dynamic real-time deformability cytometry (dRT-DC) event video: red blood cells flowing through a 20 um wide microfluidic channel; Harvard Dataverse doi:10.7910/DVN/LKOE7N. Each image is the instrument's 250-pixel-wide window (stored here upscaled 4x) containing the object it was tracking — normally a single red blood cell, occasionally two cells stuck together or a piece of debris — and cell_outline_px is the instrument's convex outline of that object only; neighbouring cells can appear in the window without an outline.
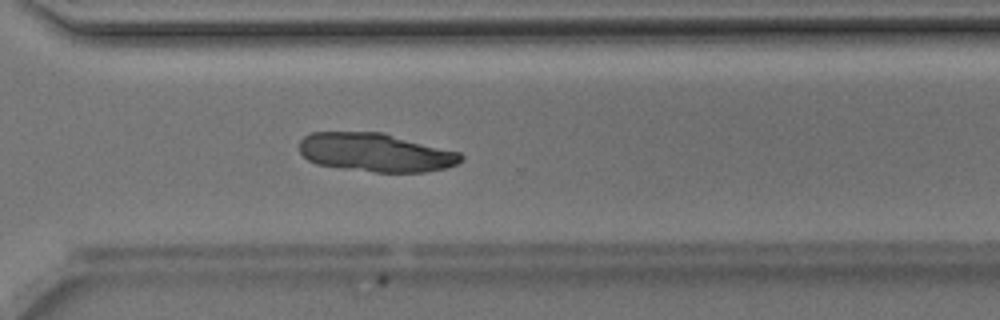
{"species": "Egyptian fruit bat (a non-hibernating species)", "species_latin": "Rousettus aegyptiacus", "temperature_condition": "room temperature", "stored_images_in_passage": 33, "camera_frame_rate_fps": 3000, "um_per_image_px": 0.085, "animal": {"sex": "male"}, "frame": {"image": 1, "passage_image": 20, "time_ms": 6.333, "image_size_px": [1000, 320], "cell_outline_px": [[464, 156], [456, 164], [444, 168], [424, 172], [376, 172], [344, 168], [316, 164], [308, 160], [300, 152], [300, 140], [308, 132], [380, 132], [460, 152]], "centroid_in_image_um": [31.89, 12.95], "position_along_channel_um": 338.7, "area_um2": 36.07}}
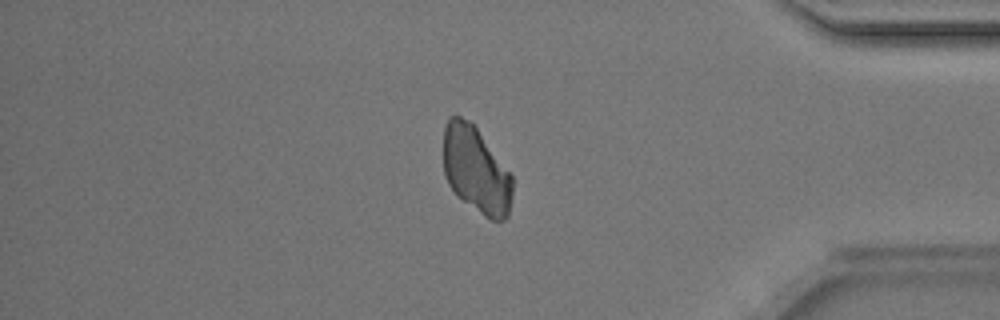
{"frame": {"image": 2, "passage_image": 26, "time_ms": 8.333, "image_size_px": [1000, 320], "cell_outline_px": [[512, 196], [508, 216], [504, 220], [492, 220], [484, 216], [456, 196], [448, 184], [444, 172], [444, 124], [448, 116], [460, 116], [472, 120], [512, 176]], "centroid_in_image_um": [40.44, 14.42], "position_along_channel_um": 394.8, "area_um2": 35.2}}
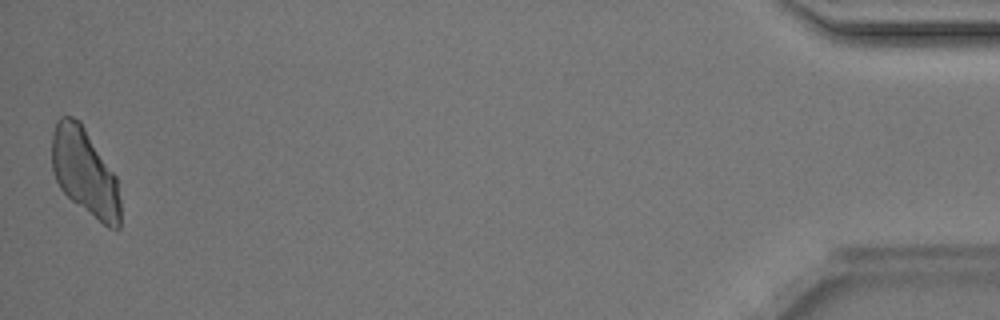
{"frame": {"image": 3, "passage_image": 33, "time_ms": 10.667, "image_size_px": [1000, 320], "cell_outline_px": [[120, 228], [108, 228], [72, 200], [60, 188], [52, 172], [52, 136], [56, 120], [60, 116], [72, 116], [80, 120], [116, 176], [120, 200]], "centroid_in_image_um": [7.2, 14.6], "position_along_channel_um": 428.0, "area_um2": 34.74}}